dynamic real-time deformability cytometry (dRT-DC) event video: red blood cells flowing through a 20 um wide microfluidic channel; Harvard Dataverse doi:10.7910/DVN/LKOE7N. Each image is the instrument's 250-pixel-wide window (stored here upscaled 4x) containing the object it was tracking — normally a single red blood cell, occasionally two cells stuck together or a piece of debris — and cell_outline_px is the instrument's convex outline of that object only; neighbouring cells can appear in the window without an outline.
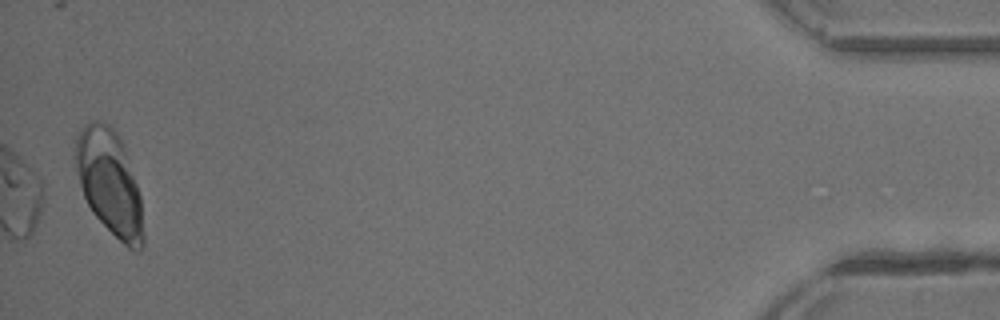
{"species": "common noctule bat (a hibernating species)", "species_latin": "Nyctalus noctula", "temperature_condition": "warm", "stored_images_in_passage": 28, "camera_frame_rate_fps": 3000, "um_per_image_px": 0.085, "animal": {"sex": "male", "body_mass_g": 13.3}, "frame": {"image": 1, "passage_image": 28, "time_ms": 9.0, "image_size_px": [1000, 320], "cell_outline_px": [[144, 244], [140, 252], [136, 252], [128, 248], [92, 212], [84, 196], [80, 184], [72, 156], [76, 136], [84, 124], [92, 120], [104, 120], [120, 136], [140, 196], [144, 236]], "centroid_in_image_um": [9.28, 15.48], "position_along_channel_um": 425.9, "area_um2": 41.62}}